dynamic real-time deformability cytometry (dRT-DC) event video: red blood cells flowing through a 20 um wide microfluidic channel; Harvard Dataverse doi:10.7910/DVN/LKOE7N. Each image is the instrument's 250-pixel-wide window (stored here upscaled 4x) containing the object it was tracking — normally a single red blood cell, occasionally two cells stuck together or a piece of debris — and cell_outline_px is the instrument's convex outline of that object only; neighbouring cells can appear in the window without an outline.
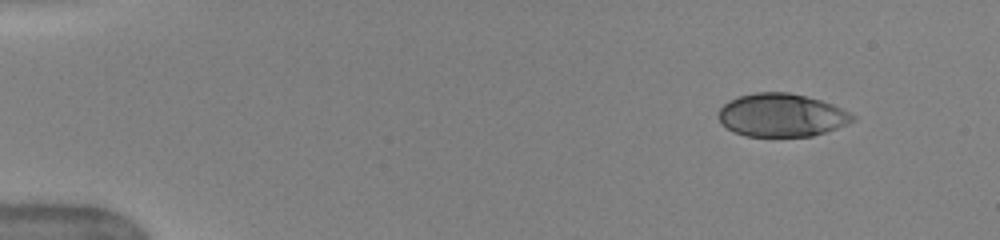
{"species": "human", "species_latin": "Homo sapiens", "temperature_condition": "warm", "stored_images_in_passage": 46, "camera_frame_rate_fps": 3000, "um_per_image_px": 0.085, "donor": {"sex": "female"}, "frame": {"image": 1, "passage_image": 1, "time_ms": 0.0, "image_size_px": [1000, 240], "cell_outline_px": [[856, 120], [836, 128], [812, 136], [744, 136], [732, 132], [720, 120], [720, 108], [728, 100], [740, 96], [756, 92], [788, 92], [808, 96], [832, 104], [856, 116]], "centroid_in_image_um": [66.44, 9.78], "position_along_channel_um": 18.6, "area_um2": 33.52}}
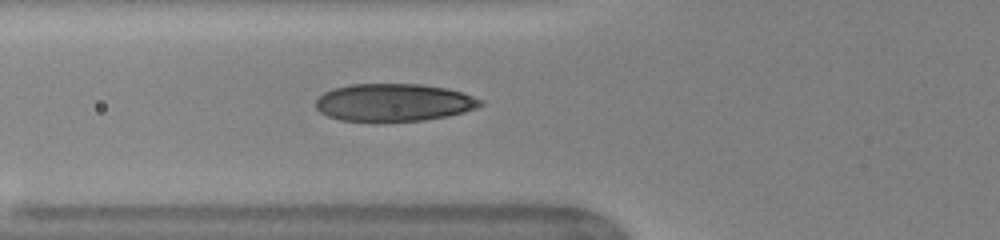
{"frame": {"image": 2, "passage_image": 15, "time_ms": 4.667, "image_size_px": [1000, 240], "cell_outline_px": [[484, 104], [476, 108], [464, 112], [448, 116], [424, 120], [340, 120], [328, 116], [320, 112], [316, 108], [316, 100], [324, 92], [332, 88], [348, 84], [420, 84], [448, 88], [484, 100]], "centroid_in_image_um": [33.48, 8.69], "position_along_channel_um": 92.3, "area_um2": 35.89}}
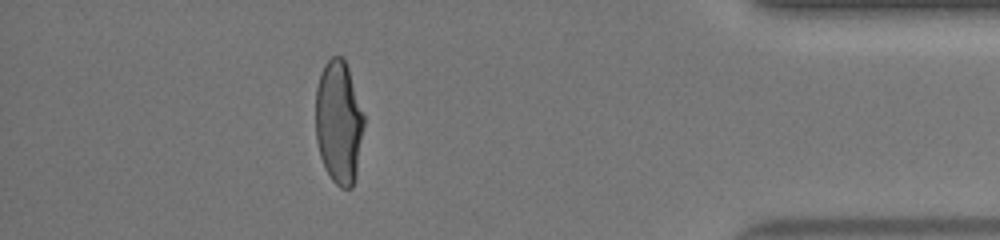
{"frame": {"image": 3, "passage_image": 41, "time_ms": 13.333, "image_size_px": [1000, 240], "cell_outline_px": [[364, 124], [356, 176], [352, 188], [340, 188], [332, 180], [320, 156], [316, 140], [316, 88], [320, 72], [324, 64], [332, 56], [340, 56], [344, 60], [348, 68], [364, 116]], "centroid_in_image_um": [28.79, 10.39], "position_along_channel_um": 406.4, "area_um2": 34.56}, "authors_computed_cell_mechanics": {"area_um2": 35.836, "velocity_mm_per_s": 4.0412, "shape_relaxation_time_tau1_ms": 4.8797, "shape_relaxation_time_tau2_ms": null, "deformation_change_tau1": 0.2216, "deformation_change_tau2": null}}